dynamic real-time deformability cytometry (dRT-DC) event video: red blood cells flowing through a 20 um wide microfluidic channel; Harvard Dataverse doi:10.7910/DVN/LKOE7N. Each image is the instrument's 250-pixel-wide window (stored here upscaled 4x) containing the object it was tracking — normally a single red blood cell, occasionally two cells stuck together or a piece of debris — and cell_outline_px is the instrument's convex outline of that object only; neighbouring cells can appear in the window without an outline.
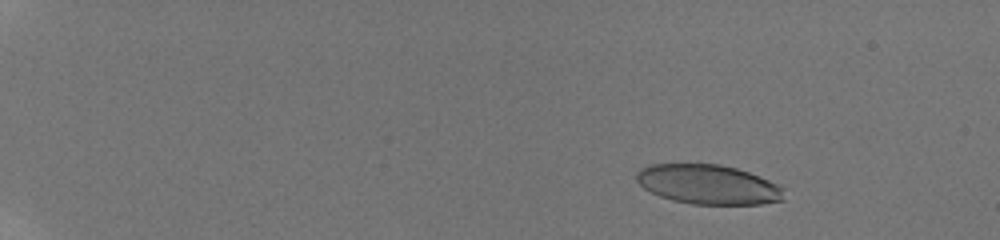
{"species": "human", "species_latin": "Homo sapiens", "temperature_condition": "room temperature", "stored_images_in_passage": 7, "camera_frame_rate_fps": 3000, "um_per_image_px": 0.085, "donor": {"sex": "male"}, "frame": {"image": 1, "passage_image": 1, "time_ms": 0.0, "image_size_px": [1000, 240], "cell_outline_px": [[784, 200], [760, 204], [692, 204], [672, 200], [660, 196], [644, 188], [636, 180], [636, 172], [640, 168], [652, 164], [720, 164], [736, 168], [760, 176], [784, 188]], "centroid_in_image_um": [60.2, 15.68], "position_along_channel_um": 24.8, "area_um2": 33.99}}
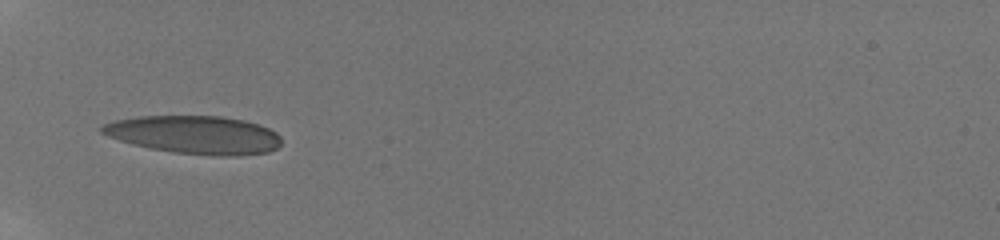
{"frame": {"image": 2, "passage_image": 6, "time_ms": 4.667, "image_size_px": [1000, 240], "cell_outline_px": [[280, 144], [276, 148], [268, 152], [236, 156], [212, 156], [172, 152], [132, 144], [108, 136], [100, 132], [100, 124], [116, 120], [140, 116], [220, 116], [244, 120], [260, 124], [276, 132], [280, 136]], "centroid_in_image_um": [16.54, 11.46], "position_along_channel_um": 68.5, "area_um2": 40.0}}